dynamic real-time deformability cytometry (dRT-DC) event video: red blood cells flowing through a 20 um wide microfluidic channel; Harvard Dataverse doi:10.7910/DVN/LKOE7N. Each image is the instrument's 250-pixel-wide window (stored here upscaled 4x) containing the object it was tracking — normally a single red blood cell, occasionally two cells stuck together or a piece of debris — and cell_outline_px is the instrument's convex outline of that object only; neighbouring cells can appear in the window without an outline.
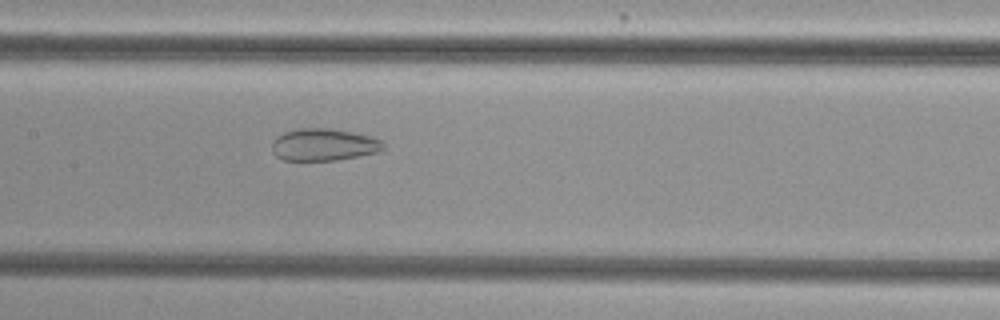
{"species": "common noctule bat (a hibernating species)", "species_latin": "Nyctalus noctula", "temperature_condition": "cold", "stored_images_in_passage": 45, "camera_frame_rate_fps": 3000, "um_per_image_px": 0.085, "animal": {"sex": "female", "body_mass_g": 29.2, "forearm_length_mm": 56.3}, "frame": {"image": 1, "passage_image": 18, "time_ms": 5.667, "image_size_px": [1000, 320], "cell_outline_px": [[384, 148], [376, 152], [336, 160], [284, 160], [276, 156], [272, 152], [272, 140], [276, 136], [284, 132], [296, 128], [332, 128], [372, 136], [380, 140], [384, 144]], "centroid_in_image_um": [27.47, 12.28], "position_along_channel_um": 179.9, "area_um2": 20.92}}
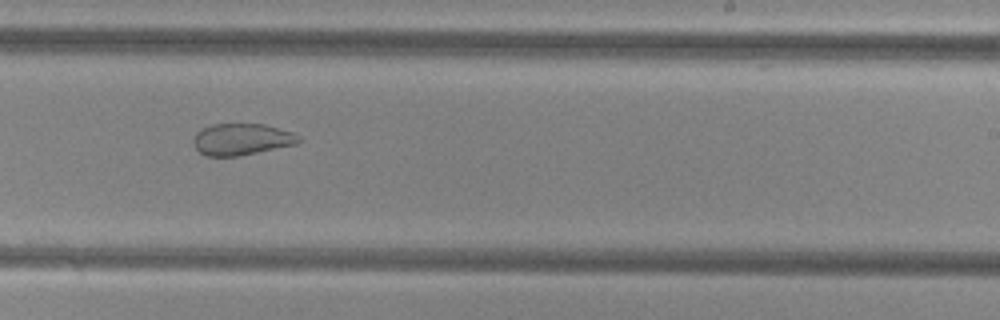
{"frame": {"image": 2, "passage_image": 25, "time_ms": 8.0, "image_size_px": [1000, 320], "cell_outline_px": [[300, 140], [296, 144], [240, 156], [208, 156], [200, 152], [196, 148], [196, 132], [212, 124], [264, 124], [292, 132], [300, 136]], "centroid_in_image_um": [20.58, 11.84], "position_along_channel_um": 268.4, "area_um2": 19.07}}
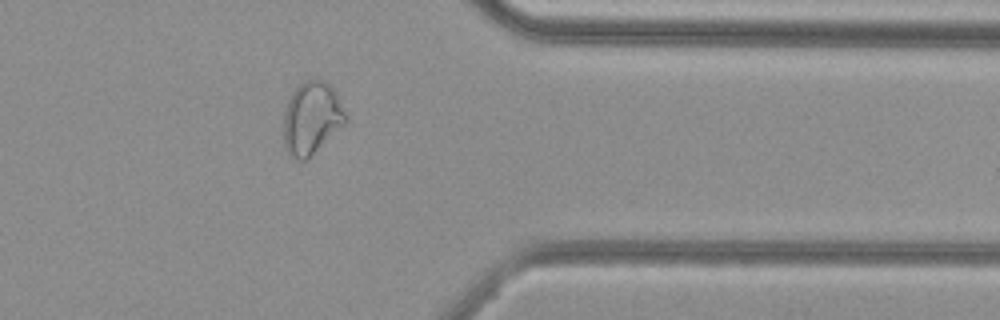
{"frame": {"image": 3, "passage_image": 35, "time_ms": 11.333, "image_size_px": [1000, 320], "cell_outline_px": [[348, 120], [308, 160], [296, 160], [284, 148], [284, 112], [288, 100], [292, 92], [304, 80], [312, 76], [328, 84], [336, 92], [348, 116]], "centroid_in_image_um": [26.49, 10.03], "position_along_channel_um": 384.9, "area_um2": 26.53}, "authors_computed_cell_mechanics": {"area_um2": 26.5302, "velocity_mm_per_s": 3.8072, "shape_relaxation_time_tau1_ms": null, "shape_relaxation_time_tau2_ms": 1.5827, "deformation_change_tau1": null, "deformation_change_tau2": 0.0772}}